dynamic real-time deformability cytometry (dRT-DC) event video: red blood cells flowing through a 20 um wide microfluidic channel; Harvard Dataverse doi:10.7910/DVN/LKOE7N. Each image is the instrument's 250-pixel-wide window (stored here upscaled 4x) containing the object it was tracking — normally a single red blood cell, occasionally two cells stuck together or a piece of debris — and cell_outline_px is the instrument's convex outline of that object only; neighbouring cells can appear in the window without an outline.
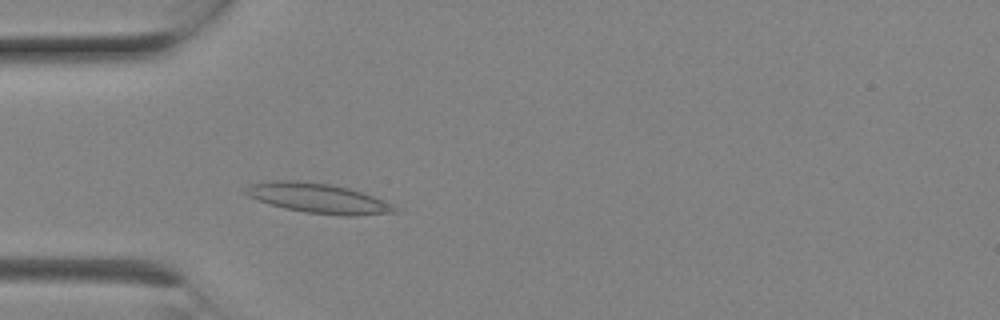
{"species": "Egyptian fruit bat (a non-hibernating species)", "species_latin": "Rousettus aegyptiacus", "temperature_condition": "room temperature", "stored_images_in_passage": 6, "camera_frame_rate_fps": 3000, "um_per_image_px": 0.085, "animal": {"sex": "female"}, "frame": {"image": 1, "passage_image": 6, "time_ms": 1.667, "image_size_px": [1000, 320], "cell_outline_px": [[400, 212], [356, 216], [344, 216], [304, 212], [284, 208], [256, 200], [248, 196], [244, 192], [248, 184], [272, 180], [292, 180], [328, 184], [348, 188], [384, 200], [392, 204]], "centroid_in_image_um": [27.02, 16.86], "position_along_channel_um": 58.0, "area_um2": 25.89}}